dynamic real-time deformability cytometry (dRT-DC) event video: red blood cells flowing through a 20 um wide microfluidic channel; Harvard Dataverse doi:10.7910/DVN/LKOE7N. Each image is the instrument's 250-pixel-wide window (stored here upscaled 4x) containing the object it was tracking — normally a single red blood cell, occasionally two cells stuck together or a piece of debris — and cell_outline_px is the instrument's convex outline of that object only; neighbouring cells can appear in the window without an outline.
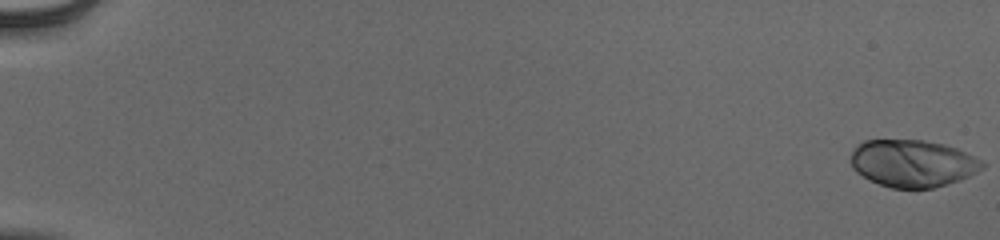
{"species": "human", "species_latin": "Homo sapiens", "temperature_condition": "cold", "stored_images_in_passage": 56, "camera_frame_rate_fps": 3000, "um_per_image_px": 0.085, "donor": {"sex": "male"}, "frame": {"image": 1, "passage_image": 1, "time_ms": 0.0, "image_size_px": [1000, 240], "cell_outline_px": [[984, 168], [960, 180], [948, 184], [932, 188], [892, 188], [880, 184], [856, 172], [852, 168], [852, 152], [864, 140], [924, 140], [944, 144], [956, 148], [984, 160]], "centroid_in_image_um": [77.62, 13.88], "position_along_channel_um": 7.4, "area_um2": 36.01}}
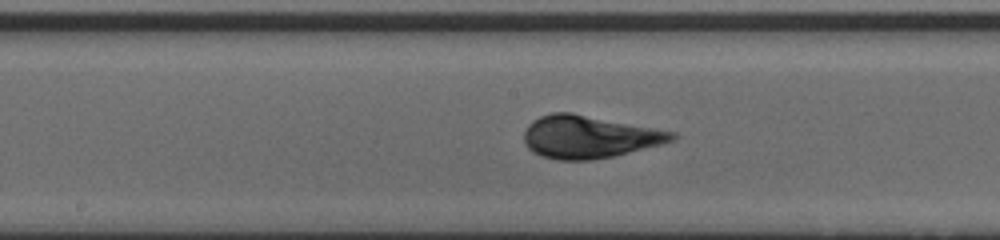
{"frame": {"image": 2, "passage_image": 32, "time_ms": 10.333, "image_size_px": [1000, 240], "cell_outline_px": [[676, 136], [672, 140], [660, 144], [612, 156], [592, 160], [560, 160], [540, 156], [532, 152], [524, 144], [524, 132], [528, 124], [532, 120], [540, 116], [552, 112], [572, 112], [676, 132]], "centroid_in_image_um": [50.0, 11.62], "position_along_channel_um": 198.2, "area_um2": 36.65}}
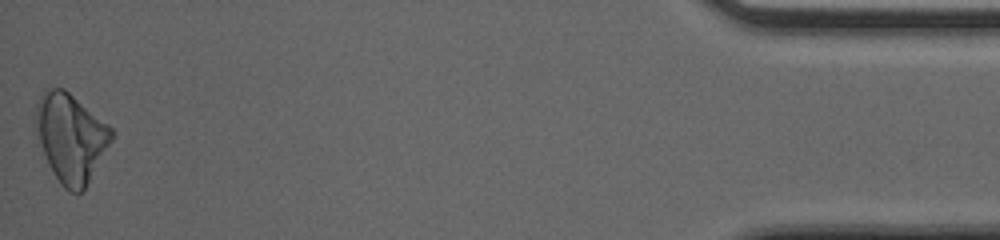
{"frame": {"image": 3, "passage_image": 56, "time_ms": 18.333, "image_size_px": [1000, 240], "cell_outline_px": [[116, 136], [84, 188], [80, 192], [68, 192], [60, 184], [36, 136], [36, 104], [44, 88], [64, 88], [108, 124], [116, 132]], "centroid_in_image_um": [6.05, 11.67], "position_along_channel_um": 429.2, "area_um2": 38.84}, "authors_computed_cell_mechanics": {"area_um2": 36.0383, "velocity_mm_per_s": 3.8761, "shape_relaxation_time_tau1_ms": 3.787, "shape_relaxation_time_tau2_ms": null, "deformation_change_tau1": 0.1717, "deformation_change_tau2": null}}